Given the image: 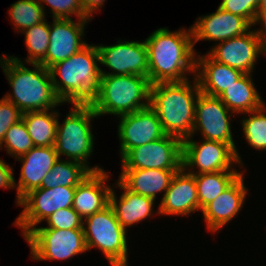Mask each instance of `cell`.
<instances>
[{
  "mask_svg": "<svg viewBox=\"0 0 266 266\" xmlns=\"http://www.w3.org/2000/svg\"><path fill=\"white\" fill-rule=\"evenodd\" d=\"M148 51V79L159 82H181L188 80L187 73L196 74L191 27L178 31L158 28L145 40Z\"/></svg>",
  "mask_w": 266,
  "mask_h": 266,
  "instance_id": "obj_1",
  "label": "cell"
},
{
  "mask_svg": "<svg viewBox=\"0 0 266 266\" xmlns=\"http://www.w3.org/2000/svg\"><path fill=\"white\" fill-rule=\"evenodd\" d=\"M181 82H159L150 87L149 106L156 113L166 135L182 141L192 136L195 122V104L200 86L194 75Z\"/></svg>",
  "mask_w": 266,
  "mask_h": 266,
  "instance_id": "obj_2",
  "label": "cell"
},
{
  "mask_svg": "<svg viewBox=\"0 0 266 266\" xmlns=\"http://www.w3.org/2000/svg\"><path fill=\"white\" fill-rule=\"evenodd\" d=\"M97 62L99 53L96 45L87 44L68 59L49 68L55 93L62 103L91 104L94 101L101 77Z\"/></svg>",
  "mask_w": 266,
  "mask_h": 266,
  "instance_id": "obj_3",
  "label": "cell"
},
{
  "mask_svg": "<svg viewBox=\"0 0 266 266\" xmlns=\"http://www.w3.org/2000/svg\"><path fill=\"white\" fill-rule=\"evenodd\" d=\"M0 65L13 89L4 98L12 102L23 113L55 109L61 100L57 97L49 69L39 63H32L34 70L25 66L18 57H0Z\"/></svg>",
  "mask_w": 266,
  "mask_h": 266,
  "instance_id": "obj_4",
  "label": "cell"
},
{
  "mask_svg": "<svg viewBox=\"0 0 266 266\" xmlns=\"http://www.w3.org/2000/svg\"><path fill=\"white\" fill-rule=\"evenodd\" d=\"M151 83L140 75H101L100 89L91 103L98 116H122L149 106Z\"/></svg>",
  "mask_w": 266,
  "mask_h": 266,
  "instance_id": "obj_5",
  "label": "cell"
},
{
  "mask_svg": "<svg viewBox=\"0 0 266 266\" xmlns=\"http://www.w3.org/2000/svg\"><path fill=\"white\" fill-rule=\"evenodd\" d=\"M73 109L66 115L64 123H57L55 150L59 158L61 155L69 157L86 166L91 172L104 169L99 166L89 167L87 163L93 153L94 135L91 131V121L99 117L91 104H73Z\"/></svg>",
  "mask_w": 266,
  "mask_h": 266,
  "instance_id": "obj_6",
  "label": "cell"
},
{
  "mask_svg": "<svg viewBox=\"0 0 266 266\" xmlns=\"http://www.w3.org/2000/svg\"><path fill=\"white\" fill-rule=\"evenodd\" d=\"M83 226L87 251L98 248L111 266H128L127 231L118 222L113 208L108 205L102 211L84 218Z\"/></svg>",
  "mask_w": 266,
  "mask_h": 266,
  "instance_id": "obj_7",
  "label": "cell"
},
{
  "mask_svg": "<svg viewBox=\"0 0 266 266\" xmlns=\"http://www.w3.org/2000/svg\"><path fill=\"white\" fill-rule=\"evenodd\" d=\"M33 260H66L87 251L83 229L33 228L25 237Z\"/></svg>",
  "mask_w": 266,
  "mask_h": 266,
  "instance_id": "obj_8",
  "label": "cell"
},
{
  "mask_svg": "<svg viewBox=\"0 0 266 266\" xmlns=\"http://www.w3.org/2000/svg\"><path fill=\"white\" fill-rule=\"evenodd\" d=\"M76 187L58 186L52 189L37 188L26 194L20 201L24 209L14 225L22 229L25 237L33 228L59 209L73 206Z\"/></svg>",
  "mask_w": 266,
  "mask_h": 266,
  "instance_id": "obj_9",
  "label": "cell"
},
{
  "mask_svg": "<svg viewBox=\"0 0 266 266\" xmlns=\"http://www.w3.org/2000/svg\"><path fill=\"white\" fill-rule=\"evenodd\" d=\"M122 169L180 170L182 168V140L165 135L142 146L130 149L121 158Z\"/></svg>",
  "mask_w": 266,
  "mask_h": 266,
  "instance_id": "obj_10",
  "label": "cell"
},
{
  "mask_svg": "<svg viewBox=\"0 0 266 266\" xmlns=\"http://www.w3.org/2000/svg\"><path fill=\"white\" fill-rule=\"evenodd\" d=\"M207 53L219 63L252 74L258 55L266 54V31L249 29L240 36L218 43Z\"/></svg>",
  "mask_w": 266,
  "mask_h": 266,
  "instance_id": "obj_11",
  "label": "cell"
},
{
  "mask_svg": "<svg viewBox=\"0 0 266 266\" xmlns=\"http://www.w3.org/2000/svg\"><path fill=\"white\" fill-rule=\"evenodd\" d=\"M234 163L238 164L236 152L227 143L203 139L199 144L191 138L182 141V168L190 174L237 170L232 168Z\"/></svg>",
  "mask_w": 266,
  "mask_h": 266,
  "instance_id": "obj_12",
  "label": "cell"
},
{
  "mask_svg": "<svg viewBox=\"0 0 266 266\" xmlns=\"http://www.w3.org/2000/svg\"><path fill=\"white\" fill-rule=\"evenodd\" d=\"M230 110L219 97L207 95L200 91L195 104V122L192 131L193 138L198 130L206 140L229 144L236 152L238 165H243L237 147L232 137Z\"/></svg>",
  "mask_w": 266,
  "mask_h": 266,
  "instance_id": "obj_13",
  "label": "cell"
},
{
  "mask_svg": "<svg viewBox=\"0 0 266 266\" xmlns=\"http://www.w3.org/2000/svg\"><path fill=\"white\" fill-rule=\"evenodd\" d=\"M99 64L112 72L101 70V75H140L148 77V51L145 41H121L116 45H96Z\"/></svg>",
  "mask_w": 266,
  "mask_h": 266,
  "instance_id": "obj_14",
  "label": "cell"
},
{
  "mask_svg": "<svg viewBox=\"0 0 266 266\" xmlns=\"http://www.w3.org/2000/svg\"><path fill=\"white\" fill-rule=\"evenodd\" d=\"M119 117L118 136L121 141V157L130 149L156 141L166 135L161 122L150 106Z\"/></svg>",
  "mask_w": 266,
  "mask_h": 266,
  "instance_id": "obj_15",
  "label": "cell"
},
{
  "mask_svg": "<svg viewBox=\"0 0 266 266\" xmlns=\"http://www.w3.org/2000/svg\"><path fill=\"white\" fill-rule=\"evenodd\" d=\"M91 19H53L50 24L49 46L45 58L39 63L49 69L55 63L66 60L88 43L82 40L84 27Z\"/></svg>",
  "mask_w": 266,
  "mask_h": 266,
  "instance_id": "obj_16",
  "label": "cell"
},
{
  "mask_svg": "<svg viewBox=\"0 0 266 266\" xmlns=\"http://www.w3.org/2000/svg\"><path fill=\"white\" fill-rule=\"evenodd\" d=\"M16 159L22 162L18 184L14 180V186L17 188L16 205L19 206L21 199L26 194L41 188L43 178L52 170L53 165L59 160V156L54 146H34L29 152Z\"/></svg>",
  "mask_w": 266,
  "mask_h": 266,
  "instance_id": "obj_17",
  "label": "cell"
},
{
  "mask_svg": "<svg viewBox=\"0 0 266 266\" xmlns=\"http://www.w3.org/2000/svg\"><path fill=\"white\" fill-rule=\"evenodd\" d=\"M251 27L243 17L218 7L215 13L199 16L191 26L193 44L200 40L223 42L246 33Z\"/></svg>",
  "mask_w": 266,
  "mask_h": 266,
  "instance_id": "obj_18",
  "label": "cell"
},
{
  "mask_svg": "<svg viewBox=\"0 0 266 266\" xmlns=\"http://www.w3.org/2000/svg\"><path fill=\"white\" fill-rule=\"evenodd\" d=\"M197 210H199V201L195 177L181 168L173 175L156 213L187 216Z\"/></svg>",
  "mask_w": 266,
  "mask_h": 266,
  "instance_id": "obj_19",
  "label": "cell"
},
{
  "mask_svg": "<svg viewBox=\"0 0 266 266\" xmlns=\"http://www.w3.org/2000/svg\"><path fill=\"white\" fill-rule=\"evenodd\" d=\"M241 174L224 192L202 209L204 221L210 232H217L238 215L247 196Z\"/></svg>",
  "mask_w": 266,
  "mask_h": 266,
  "instance_id": "obj_20",
  "label": "cell"
},
{
  "mask_svg": "<svg viewBox=\"0 0 266 266\" xmlns=\"http://www.w3.org/2000/svg\"><path fill=\"white\" fill-rule=\"evenodd\" d=\"M109 174L105 170L92 172L76 186L72 208L84 219L102 211L109 205L112 186L107 185Z\"/></svg>",
  "mask_w": 266,
  "mask_h": 266,
  "instance_id": "obj_21",
  "label": "cell"
},
{
  "mask_svg": "<svg viewBox=\"0 0 266 266\" xmlns=\"http://www.w3.org/2000/svg\"><path fill=\"white\" fill-rule=\"evenodd\" d=\"M244 73L214 60L208 53L196 57V74L200 91L218 97Z\"/></svg>",
  "mask_w": 266,
  "mask_h": 266,
  "instance_id": "obj_22",
  "label": "cell"
},
{
  "mask_svg": "<svg viewBox=\"0 0 266 266\" xmlns=\"http://www.w3.org/2000/svg\"><path fill=\"white\" fill-rule=\"evenodd\" d=\"M117 181L116 186L124 192L117 199L112 188L109 194V205L113 208L120 225L127 231L128 227L151 216L155 201L149 197L131 192L119 180Z\"/></svg>",
  "mask_w": 266,
  "mask_h": 266,
  "instance_id": "obj_23",
  "label": "cell"
},
{
  "mask_svg": "<svg viewBox=\"0 0 266 266\" xmlns=\"http://www.w3.org/2000/svg\"><path fill=\"white\" fill-rule=\"evenodd\" d=\"M179 170L122 169L119 181L131 192L149 197L155 201L156 194L165 192L173 175Z\"/></svg>",
  "mask_w": 266,
  "mask_h": 266,
  "instance_id": "obj_24",
  "label": "cell"
},
{
  "mask_svg": "<svg viewBox=\"0 0 266 266\" xmlns=\"http://www.w3.org/2000/svg\"><path fill=\"white\" fill-rule=\"evenodd\" d=\"M224 105L235 114L248 113L261 108L265 103L257 93L251 74L244 73L218 96Z\"/></svg>",
  "mask_w": 266,
  "mask_h": 266,
  "instance_id": "obj_25",
  "label": "cell"
},
{
  "mask_svg": "<svg viewBox=\"0 0 266 266\" xmlns=\"http://www.w3.org/2000/svg\"><path fill=\"white\" fill-rule=\"evenodd\" d=\"M58 118L59 112L53 109L23 113L22 120L35 147L55 145Z\"/></svg>",
  "mask_w": 266,
  "mask_h": 266,
  "instance_id": "obj_26",
  "label": "cell"
},
{
  "mask_svg": "<svg viewBox=\"0 0 266 266\" xmlns=\"http://www.w3.org/2000/svg\"><path fill=\"white\" fill-rule=\"evenodd\" d=\"M243 172L237 170L217 171L194 175L197 186L199 210L215 200L224 192Z\"/></svg>",
  "mask_w": 266,
  "mask_h": 266,
  "instance_id": "obj_27",
  "label": "cell"
},
{
  "mask_svg": "<svg viewBox=\"0 0 266 266\" xmlns=\"http://www.w3.org/2000/svg\"><path fill=\"white\" fill-rule=\"evenodd\" d=\"M91 173L86 166L79 162L59 158L52 170L43 178L41 188L76 187Z\"/></svg>",
  "mask_w": 266,
  "mask_h": 266,
  "instance_id": "obj_28",
  "label": "cell"
},
{
  "mask_svg": "<svg viewBox=\"0 0 266 266\" xmlns=\"http://www.w3.org/2000/svg\"><path fill=\"white\" fill-rule=\"evenodd\" d=\"M45 7L38 0H18L9 10V16L18 31L35 26L45 21Z\"/></svg>",
  "mask_w": 266,
  "mask_h": 266,
  "instance_id": "obj_29",
  "label": "cell"
},
{
  "mask_svg": "<svg viewBox=\"0 0 266 266\" xmlns=\"http://www.w3.org/2000/svg\"><path fill=\"white\" fill-rule=\"evenodd\" d=\"M25 45L28 50V56L25 63H40L47 54L49 46L50 23L45 20L40 24L25 29Z\"/></svg>",
  "mask_w": 266,
  "mask_h": 266,
  "instance_id": "obj_30",
  "label": "cell"
},
{
  "mask_svg": "<svg viewBox=\"0 0 266 266\" xmlns=\"http://www.w3.org/2000/svg\"><path fill=\"white\" fill-rule=\"evenodd\" d=\"M266 105L261 108L244 114H250L249 117L241 121L243 134L248 144L257 150H266Z\"/></svg>",
  "mask_w": 266,
  "mask_h": 266,
  "instance_id": "obj_31",
  "label": "cell"
},
{
  "mask_svg": "<svg viewBox=\"0 0 266 266\" xmlns=\"http://www.w3.org/2000/svg\"><path fill=\"white\" fill-rule=\"evenodd\" d=\"M3 144L6 148V153L15 158L26 154L34 147L32 139L29 136L26 125L22 119L7 130L4 139L0 144V149L4 147Z\"/></svg>",
  "mask_w": 266,
  "mask_h": 266,
  "instance_id": "obj_32",
  "label": "cell"
},
{
  "mask_svg": "<svg viewBox=\"0 0 266 266\" xmlns=\"http://www.w3.org/2000/svg\"><path fill=\"white\" fill-rule=\"evenodd\" d=\"M39 3H47L51 7L53 19H71L72 15L77 19H91L81 6L80 0H38Z\"/></svg>",
  "mask_w": 266,
  "mask_h": 266,
  "instance_id": "obj_33",
  "label": "cell"
},
{
  "mask_svg": "<svg viewBox=\"0 0 266 266\" xmlns=\"http://www.w3.org/2000/svg\"><path fill=\"white\" fill-rule=\"evenodd\" d=\"M47 227L39 228H55V229H83V218L72 208L67 207L59 209L51 214L46 220Z\"/></svg>",
  "mask_w": 266,
  "mask_h": 266,
  "instance_id": "obj_34",
  "label": "cell"
},
{
  "mask_svg": "<svg viewBox=\"0 0 266 266\" xmlns=\"http://www.w3.org/2000/svg\"><path fill=\"white\" fill-rule=\"evenodd\" d=\"M261 0H222V10L243 17L251 26L256 25L257 9Z\"/></svg>",
  "mask_w": 266,
  "mask_h": 266,
  "instance_id": "obj_35",
  "label": "cell"
},
{
  "mask_svg": "<svg viewBox=\"0 0 266 266\" xmlns=\"http://www.w3.org/2000/svg\"><path fill=\"white\" fill-rule=\"evenodd\" d=\"M23 112L4 97L0 100V144L7 130L22 119Z\"/></svg>",
  "mask_w": 266,
  "mask_h": 266,
  "instance_id": "obj_36",
  "label": "cell"
},
{
  "mask_svg": "<svg viewBox=\"0 0 266 266\" xmlns=\"http://www.w3.org/2000/svg\"><path fill=\"white\" fill-rule=\"evenodd\" d=\"M13 168L7 165L3 160L0 159V187L1 188H14V177Z\"/></svg>",
  "mask_w": 266,
  "mask_h": 266,
  "instance_id": "obj_37",
  "label": "cell"
},
{
  "mask_svg": "<svg viewBox=\"0 0 266 266\" xmlns=\"http://www.w3.org/2000/svg\"><path fill=\"white\" fill-rule=\"evenodd\" d=\"M105 0H80L83 11L92 18V14L104 4Z\"/></svg>",
  "mask_w": 266,
  "mask_h": 266,
  "instance_id": "obj_38",
  "label": "cell"
},
{
  "mask_svg": "<svg viewBox=\"0 0 266 266\" xmlns=\"http://www.w3.org/2000/svg\"><path fill=\"white\" fill-rule=\"evenodd\" d=\"M256 24H261V29L266 31V0H261L257 9Z\"/></svg>",
  "mask_w": 266,
  "mask_h": 266,
  "instance_id": "obj_39",
  "label": "cell"
}]
</instances>
